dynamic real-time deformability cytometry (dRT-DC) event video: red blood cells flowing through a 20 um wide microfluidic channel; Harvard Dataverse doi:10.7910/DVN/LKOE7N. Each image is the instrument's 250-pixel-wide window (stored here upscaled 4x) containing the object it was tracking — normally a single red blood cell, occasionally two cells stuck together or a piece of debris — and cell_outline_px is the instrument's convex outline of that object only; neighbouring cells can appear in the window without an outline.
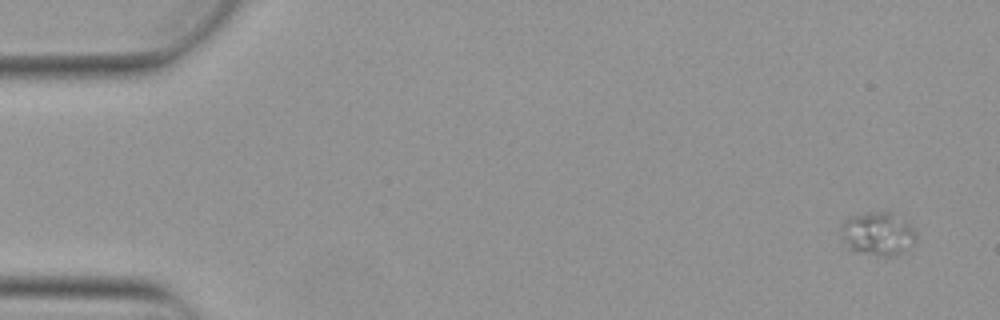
{"species": "Egyptian fruit bat (a non-hibernating species)", "species_latin": "Rousettus aegyptiacus", "temperature_condition": "warm", "stored_images_in_passage": 5, "camera_frame_rate_fps": 3000, "um_per_image_px": 0.085, "animal": {"sex": "female"}, "frame": {"image": 1, "passage_image": 1, "time_ms": 0.0, "image_size_px": [1000, 320], "cell_outline_px": [[916, 240], [904, 252], [888, 256], [880, 256], [852, 252], [848, 248], [844, 232], [844, 220], [848, 216], [868, 212], [892, 212], [908, 224], [912, 228], [916, 236]], "centroid_in_image_um": [74.63, 19.88], "position_along_channel_um": 10.4, "area_um2": 18.61}}
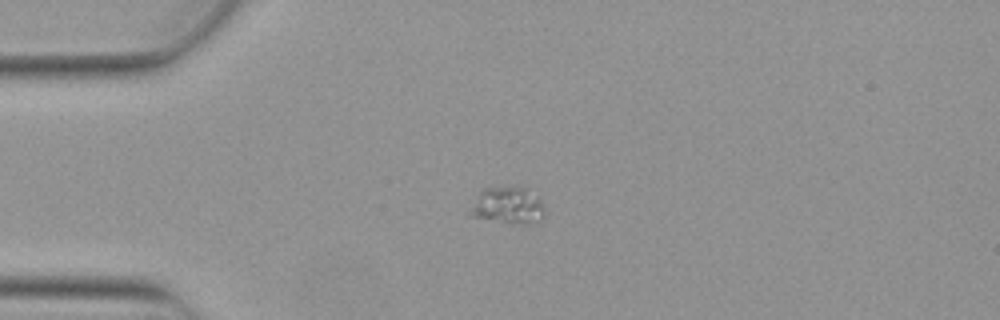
{"frame": {"image": 2, "passage_image": 4, "time_ms": 1.0, "image_size_px": [1000, 320], "cell_outline_px": [[544, 216], [540, 220], [528, 224], [512, 224], [472, 216], [468, 208], [476, 196], [484, 188], [512, 184], [524, 184], [540, 200], [544, 208]], "centroid_in_image_um": [43.17, 17.41], "position_along_channel_um": 41.8, "area_um2": 16.7}}